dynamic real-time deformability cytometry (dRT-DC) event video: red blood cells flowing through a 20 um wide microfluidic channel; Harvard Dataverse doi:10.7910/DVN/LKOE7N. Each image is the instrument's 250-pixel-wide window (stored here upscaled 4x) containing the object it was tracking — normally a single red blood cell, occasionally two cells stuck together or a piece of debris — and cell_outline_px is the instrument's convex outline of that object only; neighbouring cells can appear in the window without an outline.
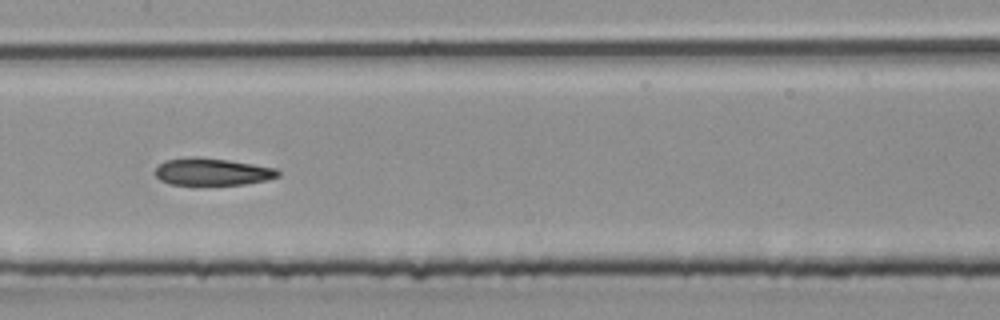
{"species": "common noctule bat (a hibernating species)", "species_latin": "Nyctalus noctula", "temperature_condition": "room temperature", "stored_images_in_passage": 32, "camera_frame_rate_fps": 3000, "um_per_image_px": 0.085, "animal": {"sex": "male", "body_mass_g": 20.4}, "frame": {"image": 1, "passage_image": 10, "time_ms": 3.0, "image_size_px": [1000, 320], "cell_outline_px": [[280, 176], [264, 180], [244, 184], [168, 184], [160, 180], [156, 176], [156, 168], [164, 160], [188, 156], [196, 156], [228, 160], [276, 168], [280, 172]], "centroid_in_image_um": [18.01, 14.58], "position_along_channel_um": 189.4, "area_um2": 19.36}}